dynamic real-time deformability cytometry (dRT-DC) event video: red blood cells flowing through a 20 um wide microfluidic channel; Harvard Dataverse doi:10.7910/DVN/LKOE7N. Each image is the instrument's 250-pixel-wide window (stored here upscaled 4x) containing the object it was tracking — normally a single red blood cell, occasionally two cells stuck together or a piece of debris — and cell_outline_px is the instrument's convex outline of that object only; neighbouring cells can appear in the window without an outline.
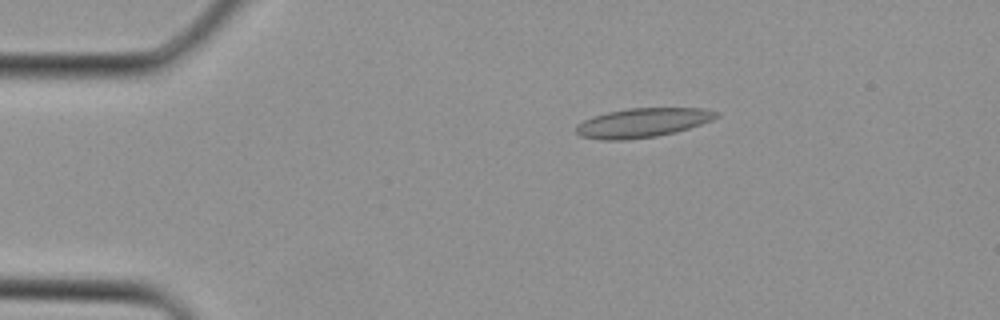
{"species": "Egyptian fruit bat (a non-hibernating species)", "species_latin": "Rousettus aegyptiacus", "temperature_condition": "cold", "stored_images_in_passage": 4, "camera_frame_rate_fps": 3000, "um_per_image_px": 0.085, "animal": {"sex": "female"}, "frame": {"image": 1, "passage_image": 2, "time_ms": 0.333, "image_size_px": [1000, 320], "cell_outline_px": [[720, 116], [712, 120], [676, 132], [656, 136], [624, 140], [600, 140], [580, 136], [576, 132], [576, 124], [592, 116], [608, 112], [628, 108], [704, 108], [716, 112]], "centroid_in_image_um": [54.59, 10.43], "position_along_channel_um": 30.4, "area_um2": 23.87}}
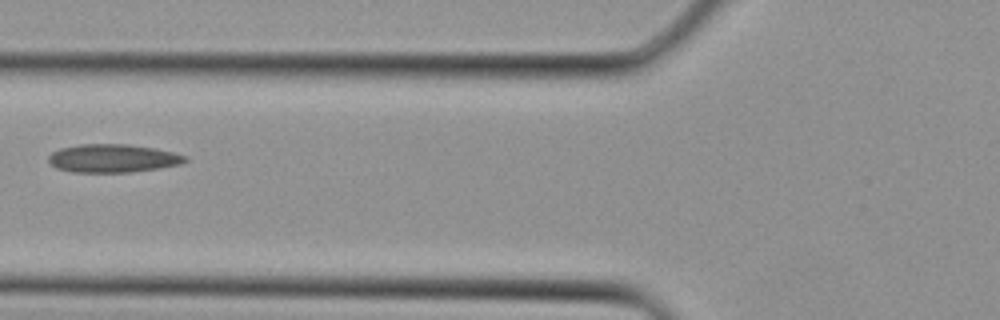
{"frame": {"image": 2, "passage_image": 4, "time_ms": 1.0, "image_size_px": [1000, 320], "cell_outline_px": [[188, 160], [180, 164], [160, 168], [132, 172], [72, 172], [56, 168], [48, 160], [48, 156], [52, 152], [60, 148], [80, 144], [128, 144], [156, 148], [188, 156]], "centroid_in_image_um": [9.6, 13.45], "position_along_channel_um": 116.2, "area_um2": 22.6}}